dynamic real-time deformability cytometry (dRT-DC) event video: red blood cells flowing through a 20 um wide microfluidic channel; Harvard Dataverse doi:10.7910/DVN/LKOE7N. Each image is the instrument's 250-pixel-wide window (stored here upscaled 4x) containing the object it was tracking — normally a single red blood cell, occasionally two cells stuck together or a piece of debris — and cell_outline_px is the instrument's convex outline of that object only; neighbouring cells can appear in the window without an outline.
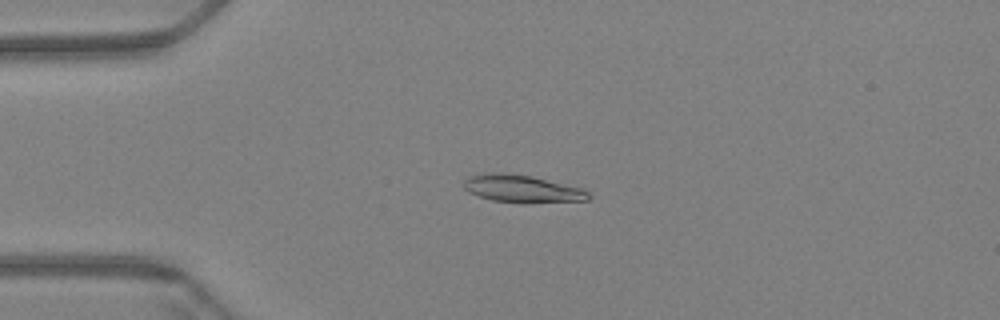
{"species": "Egyptian fruit bat (a non-hibernating species)", "species_latin": "Rousettus aegyptiacus", "temperature_condition": "warm", "stored_images_in_passage": 59, "camera_frame_rate_fps": 3000, "um_per_image_px": 0.085, "animal": {"sex": "female"}, "frame": {"image": 1, "passage_image": 14, "time_ms": 4.333, "image_size_px": [1000, 320], "cell_outline_px": [[592, 196], [588, 200], [524, 204], [492, 200], [468, 192], [460, 184], [468, 176], [484, 172], [504, 172], [532, 176], [584, 188]], "centroid_in_image_um": [44.37, 16.04], "position_along_channel_um": 40.6, "area_um2": 20.63}}
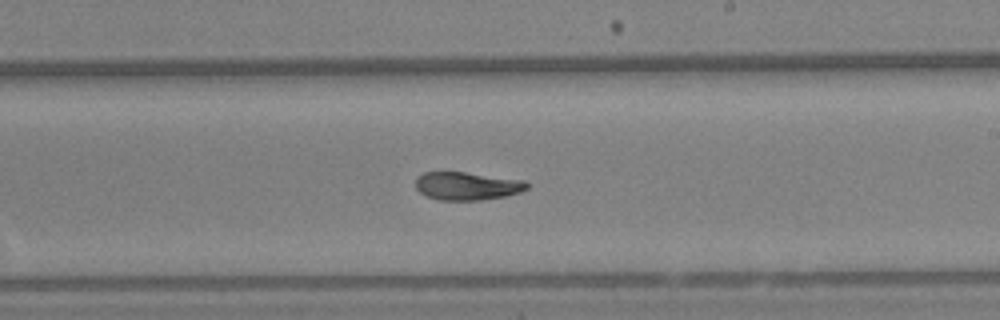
{"frame": {"image": 2, "passage_image": 35, "time_ms": 11.333, "image_size_px": [1000, 320], "cell_outline_px": [[528, 188], [520, 192], [504, 196], [480, 200], [440, 200], [428, 196], [420, 192], [416, 188], [416, 176], [424, 172], [464, 172], [524, 180], [528, 184]], "centroid_in_image_um": [39.69, 15.8], "position_along_channel_um": 249.3, "area_um2": 18.09}}
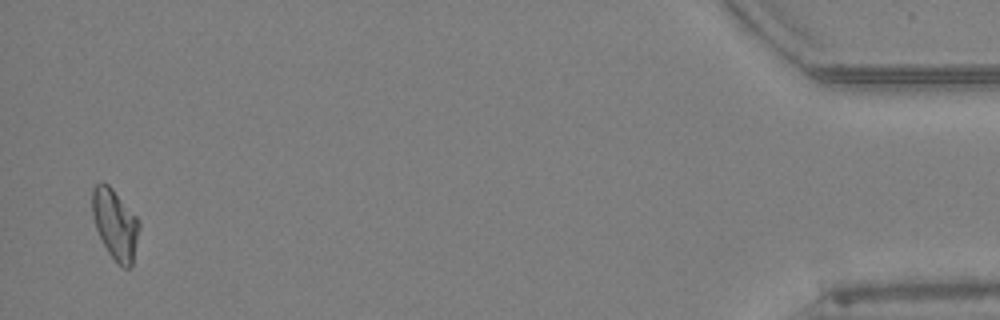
{"frame": {"image": 3, "passage_image": 58, "time_ms": 19.0, "image_size_px": [1000, 320], "cell_outline_px": [[140, 228], [132, 268], [124, 268], [108, 252], [96, 228], [92, 216], [92, 188], [96, 184], [108, 184], [112, 188], [136, 216], [140, 224]], "centroid_in_image_um": [9.8, 19.07], "position_along_channel_um": 425.4, "area_um2": 19.02}, "authors_computed_cell_mechanics": {"area_um2": 19.2474, "velocity_mm_per_s": 3.4118, "shape_relaxation_time_tau1_ms": null, "shape_relaxation_time_tau2_ms": 4.0726, "deformation_change_tau1": null, "deformation_change_tau2": 0.085}}